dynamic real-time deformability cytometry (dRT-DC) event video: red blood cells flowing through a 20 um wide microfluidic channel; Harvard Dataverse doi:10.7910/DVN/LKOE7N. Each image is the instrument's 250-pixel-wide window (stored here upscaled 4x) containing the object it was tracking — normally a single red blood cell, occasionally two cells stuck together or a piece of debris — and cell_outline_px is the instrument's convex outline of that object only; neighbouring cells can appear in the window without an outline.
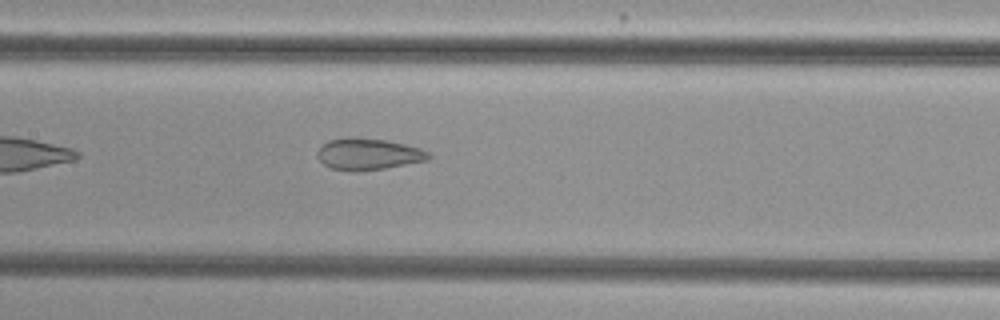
{"species": "common noctule bat (a hibernating species)", "species_latin": "Nyctalus noctula", "temperature_condition": "cold", "stored_images_in_passage": 20, "camera_frame_rate_fps": 3000, "um_per_image_px": 0.085, "animal": {"sex": "female", "body_mass_g": 29.2, "forearm_length_mm": 56.3}, "frame": {"image": 1, "passage_image": 9, "time_ms": 2.667, "image_size_px": [1000, 320], "cell_outline_px": [[432, 156], [428, 160], [384, 168], [360, 172], [352, 172], [332, 168], [324, 164], [316, 156], [316, 152], [328, 140], [344, 136], [352, 136], [388, 140], [420, 148], [428, 152]], "centroid_in_image_um": [31.27, 13.09], "position_along_channel_um": 176.1, "area_um2": 20.75}}
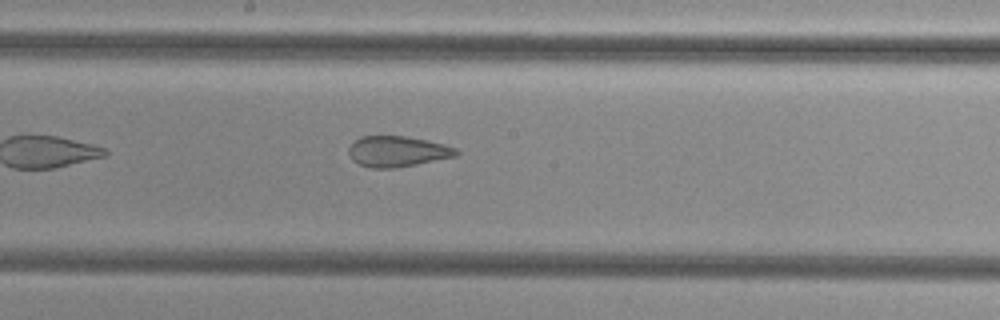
{"frame": {"image": 2, "passage_image": 12, "time_ms": 3.667, "image_size_px": [1000, 320], "cell_outline_px": [[460, 152], [456, 156], [396, 168], [372, 168], [360, 164], [352, 160], [348, 152], [348, 148], [360, 136], [404, 136], [444, 144], [456, 148]], "centroid_in_image_um": [33.77, 12.87], "position_along_channel_um": 214.4, "area_um2": 19.07}}